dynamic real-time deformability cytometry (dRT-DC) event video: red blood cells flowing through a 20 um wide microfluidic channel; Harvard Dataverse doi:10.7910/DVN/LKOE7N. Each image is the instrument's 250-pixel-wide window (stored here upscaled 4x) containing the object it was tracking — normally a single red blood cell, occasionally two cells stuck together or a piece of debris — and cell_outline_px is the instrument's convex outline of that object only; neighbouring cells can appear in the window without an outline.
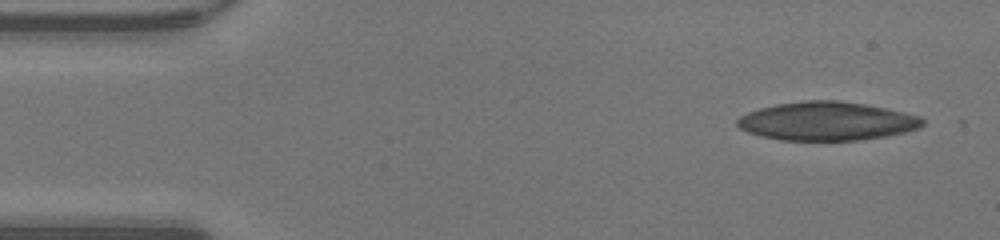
{"species": "human", "species_latin": "Homo sapiens", "temperature_condition": "warm", "stored_images_in_passage": 46, "camera_frame_rate_fps": 3000, "um_per_image_px": 0.085, "donor": {"sex": "male"}, "frame": {"image": 1, "passage_image": 1, "time_ms": 0.0, "image_size_px": [1000, 240], "cell_outline_px": [[924, 124], [920, 128], [904, 132], [884, 136], [856, 140], [780, 140], [748, 132], [740, 128], [736, 124], [736, 120], [740, 116], [748, 112], [760, 108], [776, 104], [804, 100], [836, 100], [864, 104], [884, 108], [920, 116], [924, 120]], "centroid_in_image_um": [70.27, 10.29], "position_along_channel_um": 14.7, "area_um2": 41.38}}
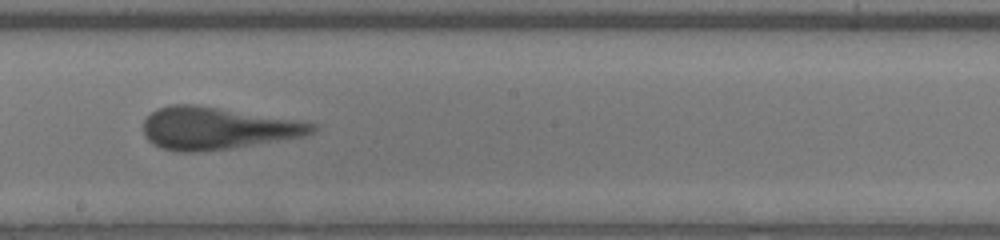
{"frame": {"image": 2, "passage_image": 24, "time_ms": 7.667, "image_size_px": [1000, 240], "cell_outline_px": [[316, 132], [304, 136], [228, 148], [196, 152], [176, 152], [160, 148], [152, 144], [144, 136], [144, 120], [156, 108], [172, 104], [192, 104], [300, 120], [316, 124]], "centroid_in_image_um": [18.42, 10.9], "position_along_channel_um": 229.8, "area_um2": 41.44}}
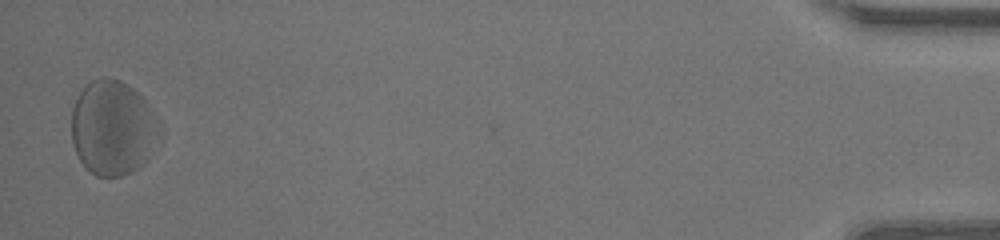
{"frame": {"image": 3, "passage_image": 45, "time_ms": 14.667, "image_size_px": [1000, 240], "cell_outline_px": [[164, 140], [144, 164], [140, 168], [124, 176], [96, 176], [80, 160], [72, 144], [72, 108], [76, 96], [84, 84], [100, 76], [108, 76], [120, 80], [132, 88], [144, 100], [164, 128]], "centroid_in_image_um": [9.65, 10.87], "position_along_channel_um": 425.5, "area_um2": 50.0}, "authors_computed_cell_mechanics": {"area_um2": 41.7316, "velocity_mm_per_s": 4.224, "shape_relaxation_time_tau1_ms": 3.3007, "shape_relaxation_time_tau2_ms": 1.7246, "deformation_change_tau1": 0.1427, "deformation_change_tau2": 0.1377}}